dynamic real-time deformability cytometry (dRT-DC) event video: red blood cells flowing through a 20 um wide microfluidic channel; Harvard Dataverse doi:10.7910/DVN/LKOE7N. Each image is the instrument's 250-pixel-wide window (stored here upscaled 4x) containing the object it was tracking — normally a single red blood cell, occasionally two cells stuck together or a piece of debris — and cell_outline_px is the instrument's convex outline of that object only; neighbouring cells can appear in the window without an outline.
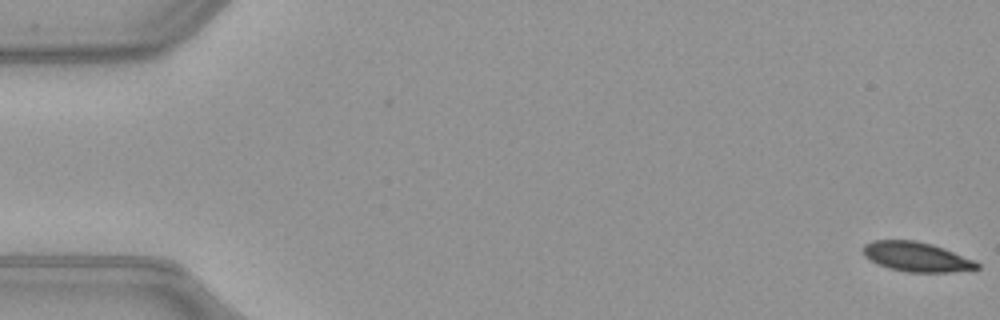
{"species": "common noctule bat (a hibernating species)", "species_latin": "Nyctalus noctula", "temperature_condition": "warm", "stored_images_in_passage": 52, "camera_frame_rate_fps": 3000, "um_per_image_px": 0.085, "animal": {"sex": "female", "body_mass_g": 21.9}, "frame": {"image": 1, "passage_image": 1, "time_ms": 0.0, "image_size_px": [1000, 320], "cell_outline_px": [[980, 268], [952, 272], [908, 272], [888, 268], [864, 256], [864, 244], [872, 240], [916, 240], [932, 244], [944, 248], [972, 260], [980, 264]], "centroid_in_image_um": [77.9, 21.82], "position_along_channel_um": 7.1, "area_um2": 19.42}}
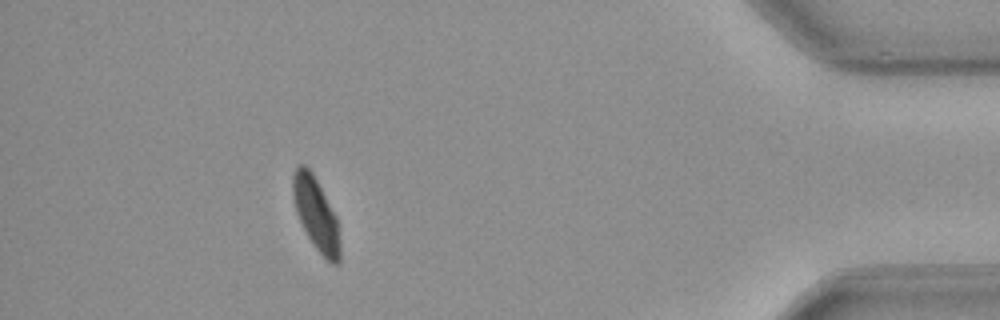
{"frame": {"image": 2, "passage_image": 47, "time_ms": 15.333, "image_size_px": [1000, 320], "cell_outline_px": [[340, 260], [336, 264], [332, 264], [316, 248], [308, 236], [296, 212], [292, 192], [292, 176], [296, 168], [300, 164], [304, 164], [312, 172], [336, 216], [340, 244]], "centroid_in_image_um": [26.85, 18.17], "position_along_channel_um": 408.3, "area_um2": 19.54}}